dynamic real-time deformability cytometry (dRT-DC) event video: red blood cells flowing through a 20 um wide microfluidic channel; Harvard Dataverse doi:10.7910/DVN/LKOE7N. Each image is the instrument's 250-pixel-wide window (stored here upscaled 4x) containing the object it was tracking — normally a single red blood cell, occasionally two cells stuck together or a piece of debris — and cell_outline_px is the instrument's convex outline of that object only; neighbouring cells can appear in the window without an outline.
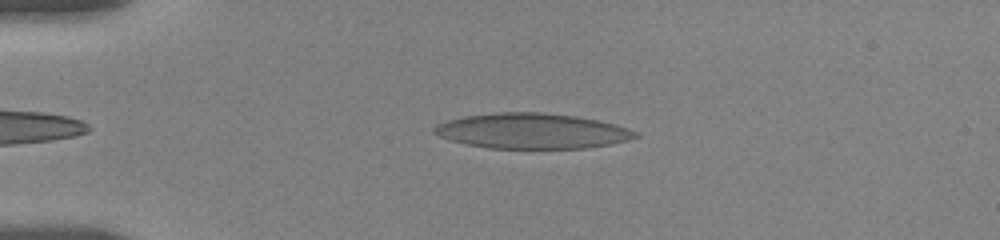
{"species": "human", "species_latin": "Homo sapiens", "temperature_condition": "room temperature", "stored_images_in_passage": 36, "camera_frame_rate_fps": 3000, "um_per_image_px": 0.085, "donor": {"sex": "female"}, "frame": {"image": 1, "passage_image": 8, "time_ms": 1.333, "image_size_px": [1000, 240], "cell_outline_px": [[640, 136], [628, 140], [612, 144], [588, 148], [488, 148], [468, 144], [452, 140], [440, 136], [432, 132], [432, 128], [436, 124], [448, 120], [464, 116], [496, 112], [544, 112], [576, 116], [600, 120], [616, 124], [628, 128], [636, 132]], "centroid_in_image_um": [45.25, 11.12], "position_along_channel_um": 39.8, "area_um2": 41.56}}
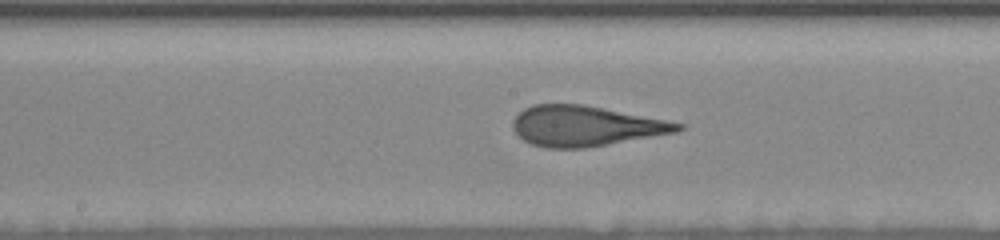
{"frame": {"image": 2, "passage_image": 23, "time_ms": 6.667, "image_size_px": [1000, 240], "cell_outline_px": [[684, 128], [676, 132], [584, 148], [548, 148], [532, 144], [524, 140], [512, 128], [512, 120], [524, 108], [532, 104], [584, 104], [684, 124]], "centroid_in_image_um": [49.72, 10.7], "position_along_channel_um": 198.5, "area_um2": 38.32}}
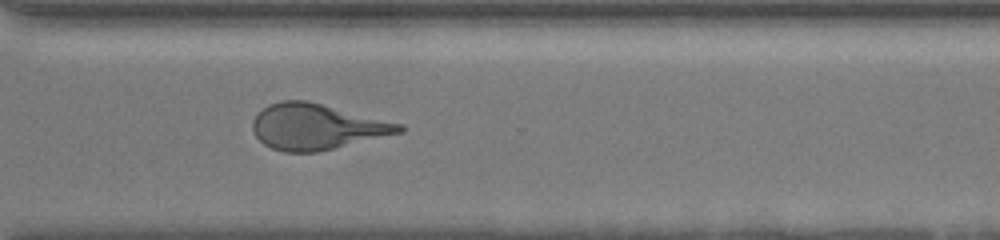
{"frame": {"image": 3, "passage_image": 35, "time_ms": 10.667, "image_size_px": [1000, 240], "cell_outline_px": [[404, 132], [316, 152], [284, 152], [272, 148], [264, 144], [256, 136], [252, 128], [252, 120], [256, 112], [268, 104], [280, 100], [308, 100], [404, 124]], "centroid_in_image_um": [26.9, 10.75], "position_along_channel_um": 343.7, "area_um2": 39.3}}